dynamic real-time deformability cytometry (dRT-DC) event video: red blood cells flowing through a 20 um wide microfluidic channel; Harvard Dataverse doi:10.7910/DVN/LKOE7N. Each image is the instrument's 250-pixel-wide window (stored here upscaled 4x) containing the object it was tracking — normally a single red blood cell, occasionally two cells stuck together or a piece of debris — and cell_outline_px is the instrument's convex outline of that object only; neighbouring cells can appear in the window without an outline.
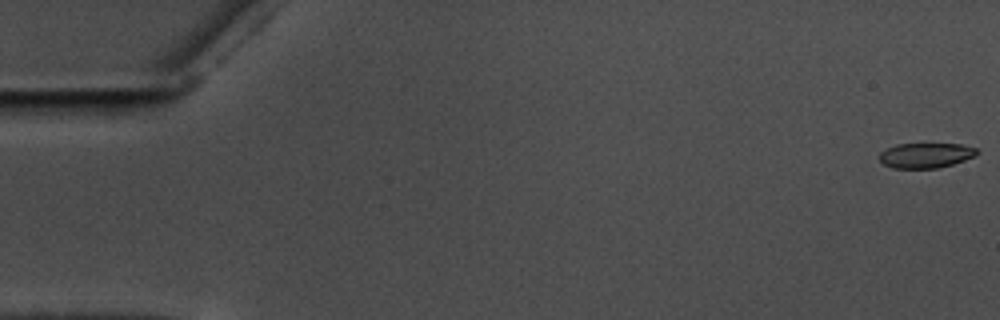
{"species": "common noctule bat (a hibernating species)", "species_latin": "Nyctalus noctula", "temperature_condition": "warm", "stored_images_in_passage": 58, "camera_frame_rate_fps": 3000, "um_per_image_px": 0.085, "animal": {"sex": "male", "body_mass_g": 17.5, "forearm_length_mm": 52.3}, "frame": {"image": 1, "passage_image": 1, "time_ms": 0.0, "image_size_px": [1000, 320], "cell_outline_px": [[980, 152], [976, 156], [952, 164], [936, 168], [892, 168], [884, 164], [880, 160], [880, 152], [896, 144], [960, 144], [976, 148]], "centroid_in_image_um": [78.71, 13.2], "position_along_channel_um": 6.3, "area_um2": 14.16}}
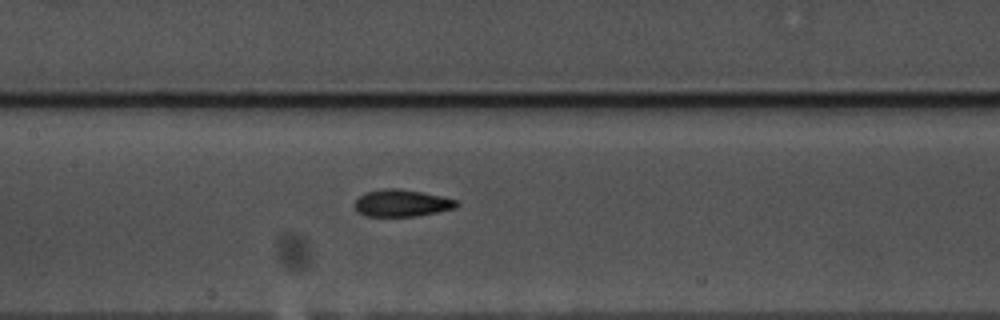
{"frame": {"image": 2, "passage_image": 28, "time_ms": 9.0, "image_size_px": [1000, 320], "cell_outline_px": [[460, 204], [456, 208], [416, 216], [364, 216], [356, 212], [352, 204], [364, 192], [380, 188], [396, 188], [420, 192], [440, 196], [456, 200]], "centroid_in_image_um": [34.07, 17.26], "position_along_channel_um": 173.3, "area_um2": 16.18}}
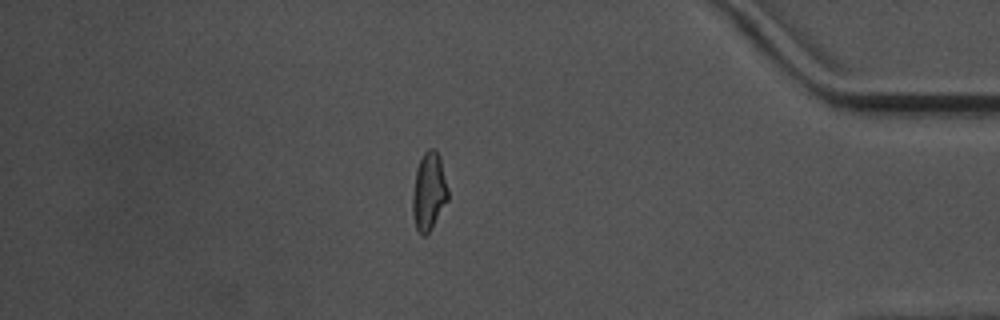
{"frame": {"image": 3, "passage_image": 50, "time_ms": 16.333, "image_size_px": [1000, 320], "cell_outline_px": [[448, 200], [432, 228], [424, 236], [420, 236], [416, 228], [412, 212], [412, 196], [416, 168], [424, 152], [428, 148], [436, 148], [440, 156], [448, 188]], "centroid_in_image_um": [36.45, 16.27], "position_along_channel_um": 398.7, "area_um2": 16.3}, "authors_computed_cell_mechanics": {"area_um2": 15.8661, "velocity_mm_per_s": 3.5689, "shape_relaxation_time_tau1_ms": 4.6309, "shape_relaxation_time_tau2_ms": 2.5092, "deformation_change_tau1": 0.1552, "deformation_change_tau2": 0.0866}}